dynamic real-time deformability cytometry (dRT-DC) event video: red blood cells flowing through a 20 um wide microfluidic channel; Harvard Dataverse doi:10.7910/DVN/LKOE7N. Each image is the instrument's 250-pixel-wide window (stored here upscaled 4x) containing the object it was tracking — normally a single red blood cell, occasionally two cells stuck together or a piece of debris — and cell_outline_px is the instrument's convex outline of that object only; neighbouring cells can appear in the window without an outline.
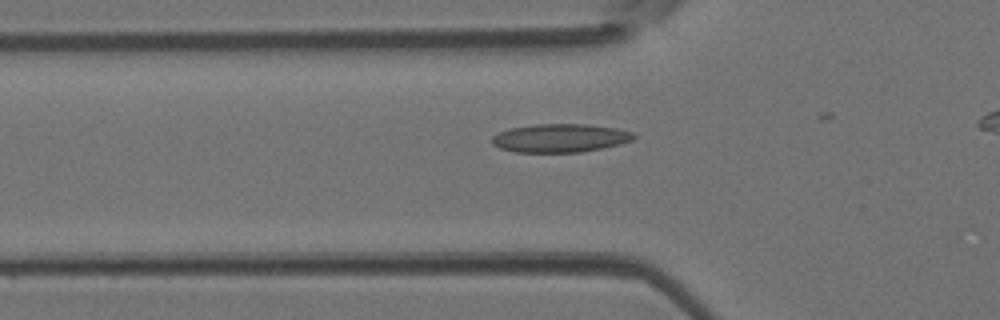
{"species": "Egyptian fruit bat (a non-hibernating species)", "species_latin": "Rousettus aegyptiacus", "temperature_condition": "room temperature", "stored_images_in_passage": 12, "camera_frame_rate_fps": 3000, "um_per_image_px": 0.085, "animal": {"sex": "female"}, "frame": {"image": 1, "passage_image": 10, "time_ms": 3.0, "image_size_px": [1000, 320], "cell_outline_px": [[636, 136], [632, 140], [620, 144], [604, 148], [580, 152], [516, 152], [500, 148], [492, 144], [492, 136], [508, 128], [536, 124], [584, 124], [616, 128], [632, 132]], "centroid_in_image_um": [47.61, 11.73], "position_along_channel_um": 78.2, "area_um2": 23.47}}